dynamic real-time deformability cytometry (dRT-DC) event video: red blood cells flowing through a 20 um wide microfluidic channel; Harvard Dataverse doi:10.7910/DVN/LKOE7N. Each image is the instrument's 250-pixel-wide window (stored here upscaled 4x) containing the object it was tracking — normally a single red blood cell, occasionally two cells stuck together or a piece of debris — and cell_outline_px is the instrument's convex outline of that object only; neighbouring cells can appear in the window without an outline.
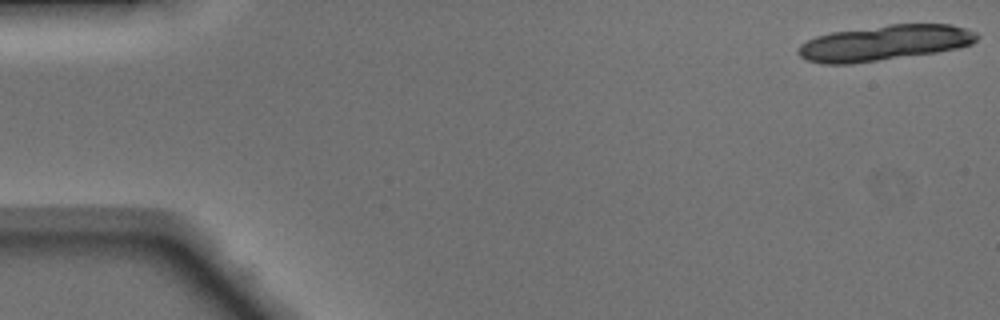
{"species": "Egyptian fruit bat (a non-hibernating species)", "species_latin": "Rousettus aegyptiacus", "temperature_condition": "warm", "stored_images_in_passage": 19, "camera_frame_rate_fps": 3000, "um_per_image_px": 0.085, "animal": {"sex": "male"}, "frame": {"image": 1, "passage_image": 1, "time_ms": 0.0, "image_size_px": [1000, 320], "cell_outline_px": [[980, 36], [972, 44], [956, 48], [936, 52], [852, 64], [824, 64], [808, 60], [800, 56], [796, 52], [800, 44], [816, 36], [832, 32], [888, 24], [952, 24], [976, 32]], "centroid_in_image_um": [75.17, 3.64], "position_along_channel_um": 9.8, "area_um2": 36.88}}
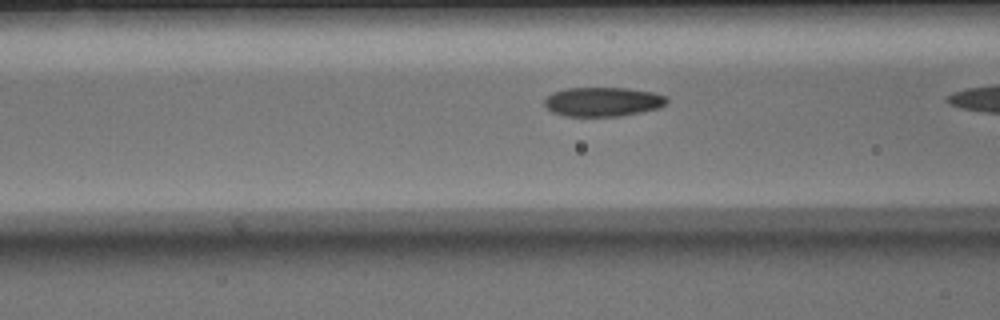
{"frame": {"image": 2, "passage_image": 17, "time_ms": 5.333, "image_size_px": [1000, 320], "cell_outline_px": [[668, 104], [660, 108], [620, 116], [564, 116], [552, 112], [544, 104], [544, 100], [552, 92], [568, 88], [628, 88], [652, 92], [664, 96], [668, 100]], "centroid_in_image_um": [51.25, 8.65], "position_along_channel_um": 115.4, "area_um2": 20.87}}